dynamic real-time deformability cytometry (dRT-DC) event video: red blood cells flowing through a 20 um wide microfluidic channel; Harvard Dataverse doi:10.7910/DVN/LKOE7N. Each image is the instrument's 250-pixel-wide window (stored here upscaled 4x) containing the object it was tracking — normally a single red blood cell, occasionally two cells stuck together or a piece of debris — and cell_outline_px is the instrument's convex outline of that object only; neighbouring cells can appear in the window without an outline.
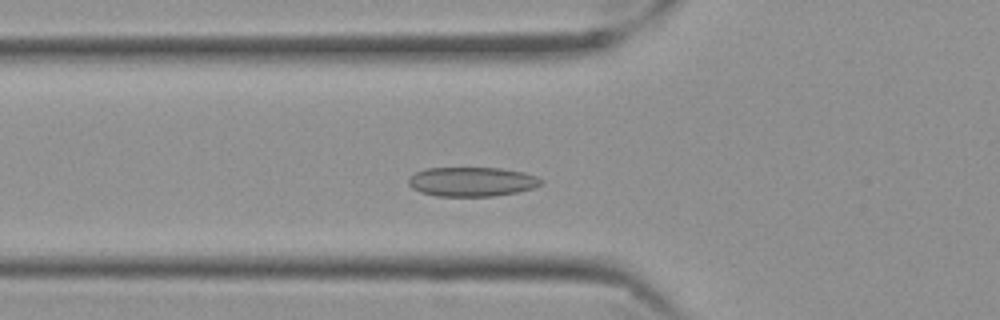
{"species": "Egyptian fruit bat (a non-hibernating species)", "species_latin": "Rousettus aegyptiacus", "temperature_condition": "cold", "stored_images_in_passage": 55, "camera_frame_rate_fps": 3000, "um_per_image_px": 0.085, "frame": {"image": 1, "passage_image": 17, "time_ms": 5.333, "image_size_px": [1000, 320], "cell_outline_px": [[544, 184], [532, 188], [516, 192], [492, 196], [436, 196], [420, 192], [412, 188], [408, 184], [408, 176], [424, 168], [500, 168], [524, 172], [536, 176], [544, 180]], "centroid_in_image_um": [40.1, 15.44], "position_along_channel_um": 85.7, "area_um2": 22.83}}
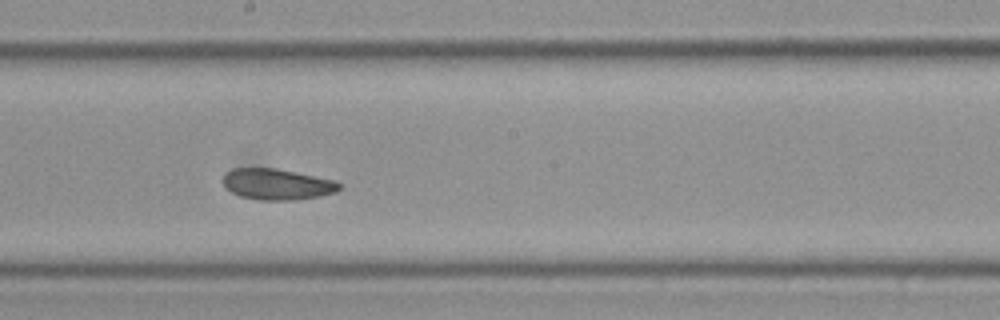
{"frame": {"image": 2, "passage_image": 29, "time_ms": 9.333, "image_size_px": [1000, 320], "cell_outline_px": [[340, 188], [336, 192], [320, 196], [292, 200], [260, 200], [240, 196], [232, 192], [224, 184], [224, 176], [232, 168], [276, 168], [336, 180], [340, 184]], "centroid_in_image_um": [23.58, 15.66], "position_along_channel_um": 224.6, "area_um2": 20.87}}
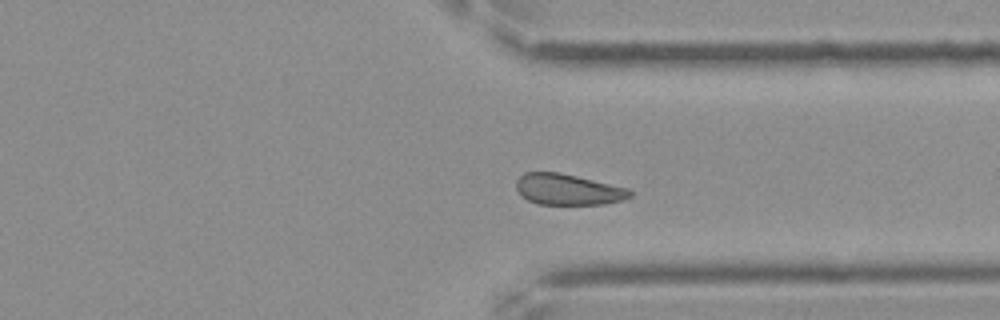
{"frame": {"image": 3, "passage_image": 41, "time_ms": 13.333, "image_size_px": [1000, 320], "cell_outline_px": [[632, 196], [620, 200], [604, 204], [536, 204], [520, 196], [516, 188], [516, 180], [524, 172], [560, 172], [628, 188], [632, 192]], "centroid_in_image_um": [48.24, 16.1], "position_along_channel_um": 363.2, "area_um2": 20.58}, "authors_computed_cell_mechanics": {"area_um2": 21.5016, "velocity_mm_per_s": 3.4628, "shape_relaxation_time_tau1_ms": 9.1465, "shape_relaxation_time_tau2_ms": 6.0295, "deformation_change_tau1": 0.1088, "deformation_change_tau2": 0.0989}}